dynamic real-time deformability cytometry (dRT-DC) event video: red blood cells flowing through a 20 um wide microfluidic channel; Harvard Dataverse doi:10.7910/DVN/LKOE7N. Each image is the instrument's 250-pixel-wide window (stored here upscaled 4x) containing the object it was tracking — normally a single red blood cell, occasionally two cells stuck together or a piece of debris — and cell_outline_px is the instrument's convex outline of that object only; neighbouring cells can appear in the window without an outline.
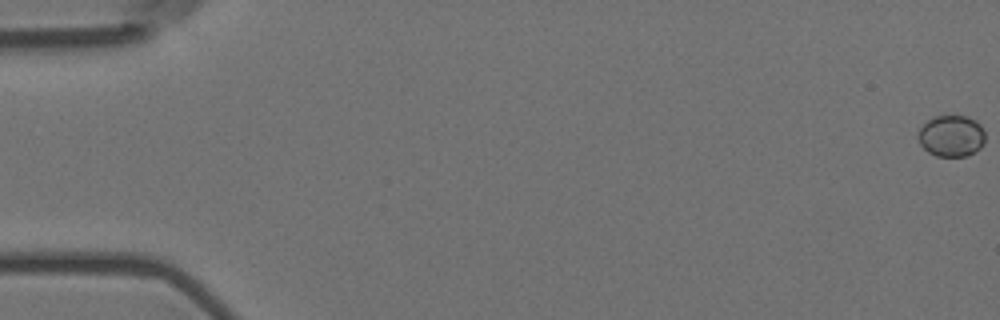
{"species": "Egyptian fruit bat (a non-hibernating species)", "species_latin": "Rousettus aegyptiacus", "temperature_condition": "room temperature", "stored_images_in_passage": 6, "camera_frame_rate_fps": 3000, "um_per_image_px": 0.085, "animal": {"sex": "female"}, "frame": {"image": 1, "passage_image": 1, "time_ms": 0.0, "image_size_px": [1000, 320], "cell_outline_px": [[984, 144], [976, 152], [968, 156], [936, 156], [928, 152], [920, 144], [916, 136], [916, 132], [932, 116], [968, 116], [976, 120], [984, 128]], "centroid_in_image_um": [80.86, 11.55], "position_along_channel_um": 4.1, "area_um2": 16.53}}
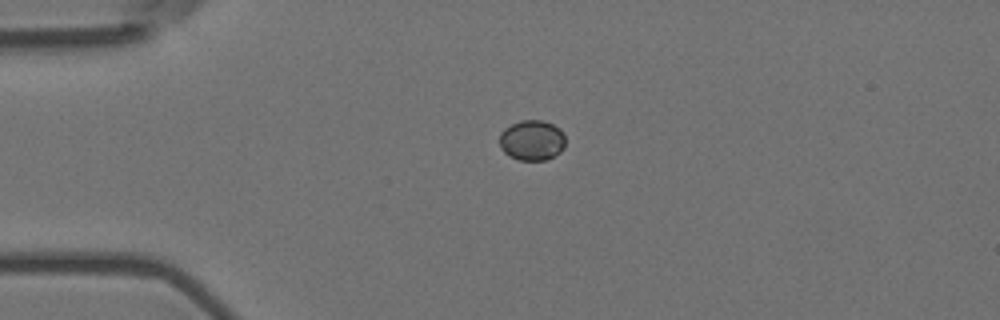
{"frame": {"image": 2, "passage_image": 5, "time_ms": 1.333, "image_size_px": [1000, 320], "cell_outline_px": [[564, 148], [560, 152], [544, 160], [520, 160], [504, 152], [500, 148], [500, 132], [504, 128], [520, 120], [544, 120], [560, 128], [564, 132]], "centroid_in_image_um": [45.22, 11.9], "position_along_channel_um": 39.8, "area_um2": 15.49}}